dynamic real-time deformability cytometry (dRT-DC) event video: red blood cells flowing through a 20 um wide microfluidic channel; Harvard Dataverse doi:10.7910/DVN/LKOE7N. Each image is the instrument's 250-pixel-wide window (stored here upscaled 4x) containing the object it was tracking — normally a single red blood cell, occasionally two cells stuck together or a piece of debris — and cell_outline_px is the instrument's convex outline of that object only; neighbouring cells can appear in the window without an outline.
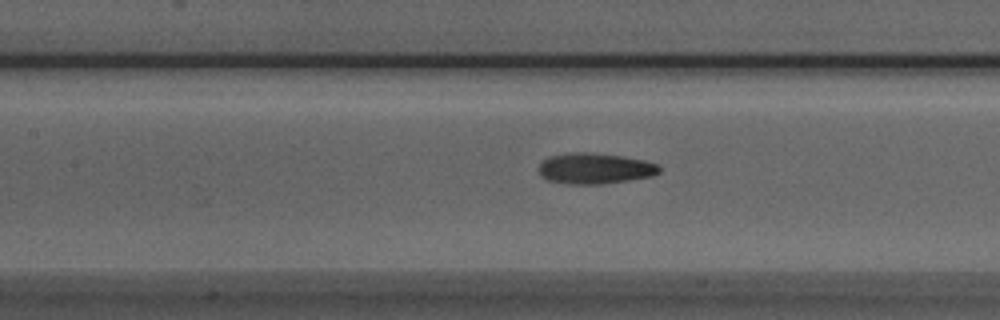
{"species": "Egyptian fruit bat (a non-hibernating species)", "species_latin": "Rousettus aegyptiacus", "temperature_condition": "room temperature", "stored_images_in_passage": 35, "camera_frame_rate_fps": 3000, "um_per_image_px": 0.085, "animal": {"sex": "male"}, "frame": {"image": 1, "passage_image": 10, "time_ms": 3.0, "image_size_px": [1000, 320], "cell_outline_px": [[660, 172], [652, 176], [628, 180], [600, 184], [568, 184], [548, 180], [540, 172], [540, 164], [548, 156], [572, 152], [584, 152], [620, 156], [644, 160], [656, 164], [660, 168]], "centroid_in_image_um": [50.57, 14.32], "position_along_channel_um": 156.8, "area_um2": 21.33}}
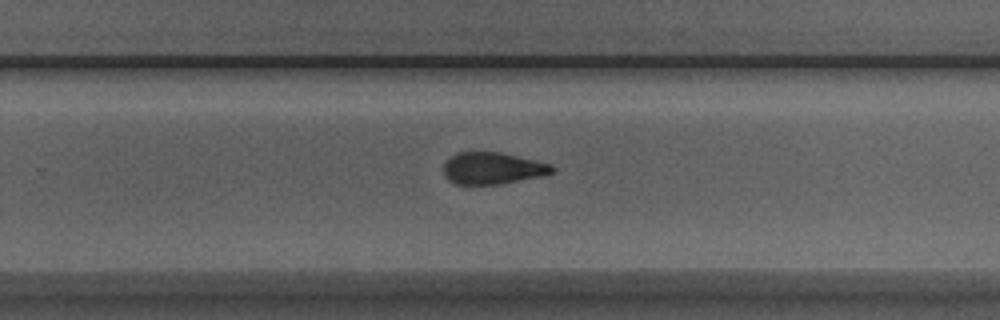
{"frame": {"image": 2, "passage_image": 20, "time_ms": 6.333, "image_size_px": [1000, 320], "cell_outline_px": [[556, 168], [552, 172], [544, 176], [500, 184], [456, 184], [448, 180], [444, 176], [444, 164], [456, 152], [500, 152], [552, 164]], "centroid_in_image_um": [41.89, 14.31], "position_along_channel_um": 287.9, "area_um2": 20.17}}
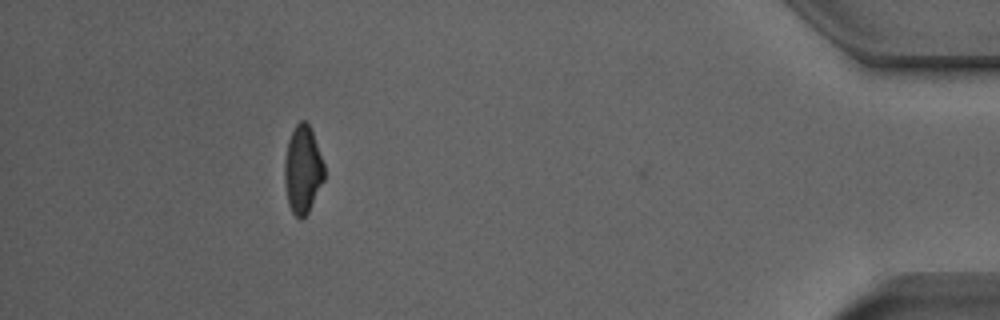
{"frame": {"image": 3, "passage_image": 34, "time_ms": 11.0, "image_size_px": [1000, 320], "cell_outline_px": [[324, 180], [308, 212], [300, 220], [292, 212], [288, 204], [284, 180], [284, 164], [288, 140], [296, 124], [300, 120], [304, 120], [308, 124], [312, 132], [324, 164]], "centroid_in_image_um": [25.72, 14.43], "position_along_channel_um": 409.5, "area_um2": 20.11}, "authors_computed_cell_mechanics": {"area_um2": 21.1548, "velocity_mm_per_s": 3.9446, "shape_relaxation_time_tau1_ms": 5.639, "shape_relaxation_time_tau2_ms": 2.5318, "deformation_change_tau1": 0.1592, "deformation_change_tau2": 0.1075}}